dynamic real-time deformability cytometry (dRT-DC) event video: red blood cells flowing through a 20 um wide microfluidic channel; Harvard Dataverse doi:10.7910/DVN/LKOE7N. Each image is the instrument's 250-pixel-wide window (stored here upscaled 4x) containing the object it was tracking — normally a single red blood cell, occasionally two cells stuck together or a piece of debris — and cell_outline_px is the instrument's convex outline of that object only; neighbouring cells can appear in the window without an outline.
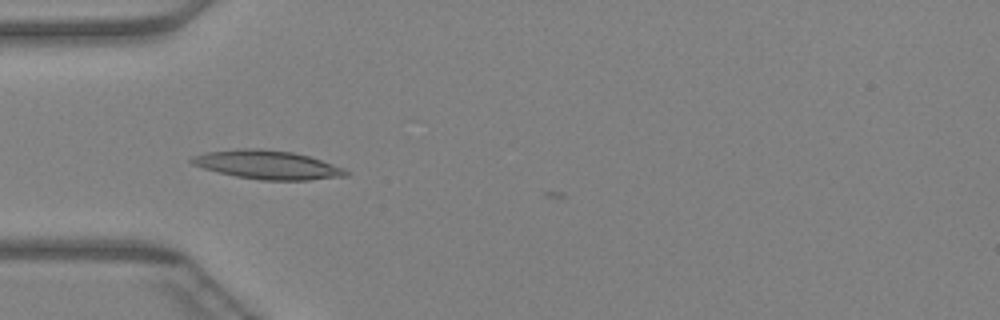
{"species": "Egyptian fruit bat (a non-hibernating species)", "species_latin": "Rousettus aegyptiacus", "temperature_condition": "warm", "stored_images_in_passage": 5, "camera_frame_rate_fps": 3000, "um_per_image_px": 0.085, "animal": {"sex": "female"}, "frame": {"image": 1, "passage_image": 3, "time_ms": 0.667, "image_size_px": [1000, 320], "cell_outline_px": [[348, 176], [308, 180], [260, 180], [236, 176], [204, 168], [192, 164], [188, 160], [192, 156], [204, 152], [236, 148], [260, 148], [292, 152], [308, 156], [344, 168], [348, 172]], "centroid_in_image_um": [22.7, 14.0], "position_along_channel_um": 62.3, "area_um2": 25.78}}